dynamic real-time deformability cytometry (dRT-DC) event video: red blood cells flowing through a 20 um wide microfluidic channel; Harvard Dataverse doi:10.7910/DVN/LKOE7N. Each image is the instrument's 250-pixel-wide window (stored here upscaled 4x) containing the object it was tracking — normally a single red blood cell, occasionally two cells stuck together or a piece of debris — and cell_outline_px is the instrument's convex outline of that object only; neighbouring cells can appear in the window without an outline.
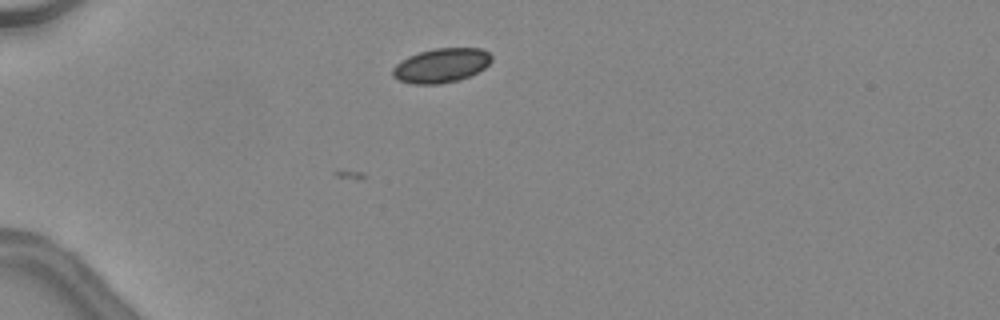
{"species": "common noctule bat (a hibernating species)", "species_latin": "Nyctalus noctula", "temperature_condition": "warm", "stored_images_in_passage": 6, "camera_frame_rate_fps": 3000, "um_per_image_px": 0.085, "animal": {"sex": "female", "body_mass_g": 24.6, "forearm_length_mm": 56.2}, "frame": {"image": 1, "passage_image": 6, "time_ms": 1.667, "image_size_px": [1000, 320], "cell_outline_px": [[492, 60], [484, 68], [460, 80], [440, 84], [412, 84], [396, 80], [392, 76], [392, 68], [396, 64], [408, 56], [420, 52], [436, 48], [480, 48], [488, 52], [492, 56]], "centroid_in_image_um": [37.47, 5.57], "position_along_channel_um": 47.5, "area_um2": 19.83}}